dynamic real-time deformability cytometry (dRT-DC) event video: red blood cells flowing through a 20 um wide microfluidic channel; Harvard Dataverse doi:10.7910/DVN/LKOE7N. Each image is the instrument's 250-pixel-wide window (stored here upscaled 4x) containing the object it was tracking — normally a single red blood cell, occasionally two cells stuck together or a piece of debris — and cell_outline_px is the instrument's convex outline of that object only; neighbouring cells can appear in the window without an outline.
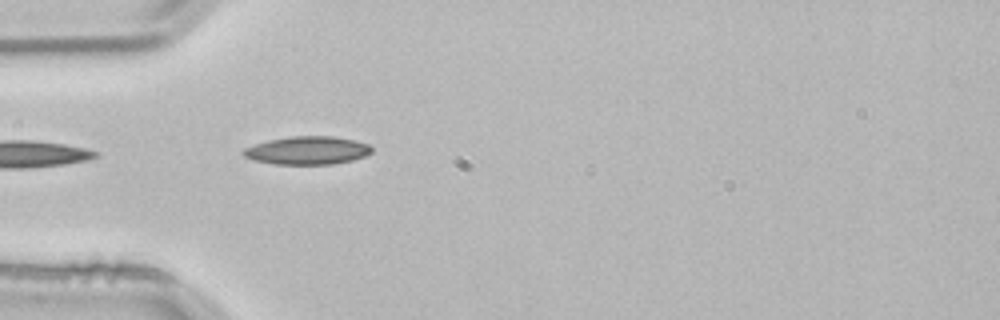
{"species": "common noctule bat (a hibernating species)", "species_latin": "Nyctalus noctula", "temperature_condition": "room temperature", "stored_images_in_passage": 3, "camera_frame_rate_fps": 3000, "um_per_image_px": 0.085, "animal": {"sex": "male", "body_mass_g": 21.5, "forearm_length_mm": 52.0}, "frame": {"image": 1, "passage_image": 3, "time_ms": 0.667, "image_size_px": [1000, 320], "cell_outline_px": [[372, 152], [364, 156], [352, 160], [332, 164], [272, 164], [252, 160], [244, 156], [240, 152], [244, 148], [268, 140], [292, 136], [332, 136], [356, 140], [368, 144], [372, 148]], "centroid_in_image_um": [26.11, 12.79], "position_along_channel_um": 58.9, "area_um2": 21.1}}